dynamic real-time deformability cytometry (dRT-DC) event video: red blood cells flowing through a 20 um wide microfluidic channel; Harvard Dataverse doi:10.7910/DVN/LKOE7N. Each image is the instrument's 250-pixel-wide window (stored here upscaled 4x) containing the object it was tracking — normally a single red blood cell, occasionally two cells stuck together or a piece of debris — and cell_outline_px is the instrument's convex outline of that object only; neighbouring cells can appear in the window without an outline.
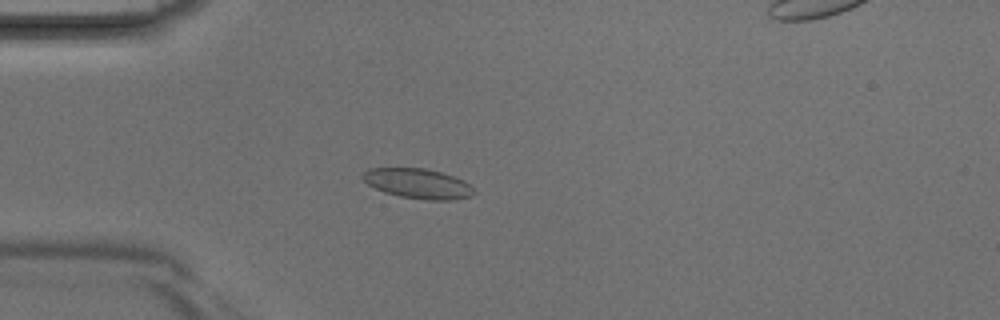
{"species": "Egyptian fruit bat (a non-hibernating species)", "species_latin": "Rousettus aegyptiacus", "temperature_condition": "room temperature", "stored_images_in_passage": 5, "camera_frame_rate_fps": 3000, "um_per_image_px": 0.085, "animal": {"sex": "male"}, "frame": {"image": 1, "passage_image": 4, "time_ms": 1.0, "image_size_px": [1000, 320], "cell_outline_px": [[476, 192], [472, 196], [452, 200], [428, 200], [400, 196], [384, 192], [368, 184], [360, 176], [368, 168], [424, 168], [440, 172], [464, 180]], "centroid_in_image_um": [35.52, 15.6], "position_along_channel_um": 49.5, "area_um2": 19.31}}